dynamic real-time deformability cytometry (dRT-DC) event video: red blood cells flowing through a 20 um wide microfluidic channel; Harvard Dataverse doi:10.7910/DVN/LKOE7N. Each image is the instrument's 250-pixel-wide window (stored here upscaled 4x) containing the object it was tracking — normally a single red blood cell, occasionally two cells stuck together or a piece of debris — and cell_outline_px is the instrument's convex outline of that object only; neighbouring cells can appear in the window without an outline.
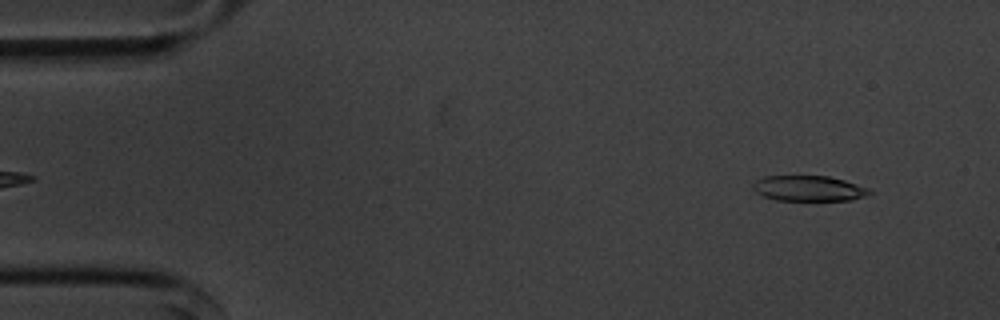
{"species": "common noctule bat (a hibernating species)", "species_latin": "Nyctalus noctula", "temperature_condition": "cold", "stored_images_in_passage": 54, "camera_frame_rate_fps": 3000, "um_per_image_px": 0.085, "animal": {"sex": "male", "body_mass_g": 20.1, "forearm_length_mm": 53.5}, "frame": {"image": 1, "passage_image": 4, "time_ms": 1.0, "image_size_px": [1000, 320], "cell_outline_px": [[872, 192], [864, 196], [852, 200], [776, 200], [764, 196], [756, 192], [752, 188], [752, 184], [756, 180], [764, 176], [828, 176], [844, 180], [868, 188]], "centroid_in_image_um": [68.71, 16.01], "position_along_channel_um": 16.3, "area_um2": 17.17}}
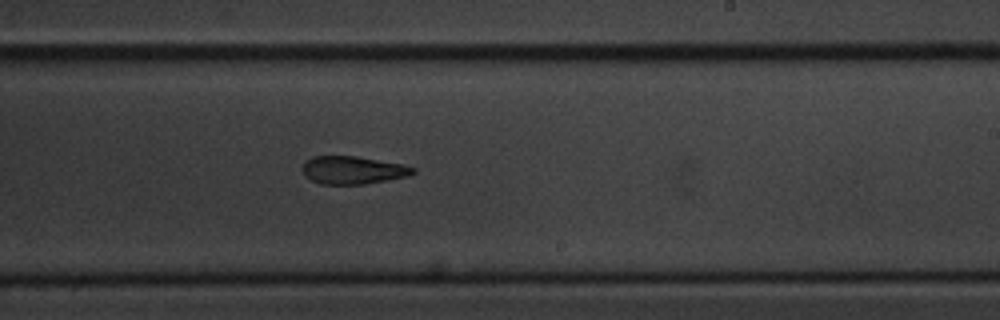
{"frame": {"image": 2, "passage_image": 32, "time_ms": 10.333, "image_size_px": [1000, 320], "cell_outline_px": [[416, 172], [408, 176], [388, 180], [364, 184], [320, 184], [304, 176], [300, 168], [304, 160], [312, 156], [356, 156], [404, 164], [416, 168]], "centroid_in_image_um": [29.96, 14.45], "position_along_channel_um": 259.0, "area_um2": 18.26}}
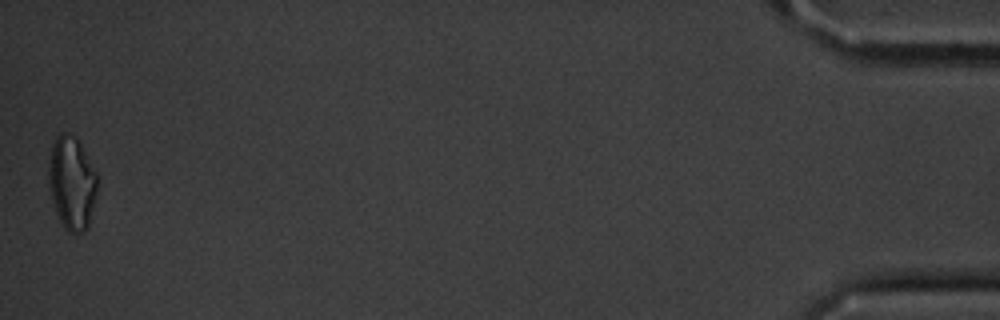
{"frame": {"image": 3, "passage_image": 54, "time_ms": 17.667, "image_size_px": [1000, 320], "cell_outline_px": [[96, 192], [88, 228], [84, 232], [68, 232], [64, 228], [60, 220], [52, 200], [48, 184], [48, 164], [52, 144], [56, 136], [60, 132], [68, 132], [76, 136], [96, 172]], "centroid_in_image_um": [6.08, 15.51], "position_along_channel_um": 429.1, "area_um2": 26.41}, "authors_computed_cell_mechanics": {"area_um2": 18.9584, "velocity_mm_per_s": 3.5929, "shape_relaxation_time_tau1_ms": null, "shape_relaxation_time_tau2_ms": 2.7645, "deformation_change_tau1": null, "deformation_change_tau2": 0.1201}}